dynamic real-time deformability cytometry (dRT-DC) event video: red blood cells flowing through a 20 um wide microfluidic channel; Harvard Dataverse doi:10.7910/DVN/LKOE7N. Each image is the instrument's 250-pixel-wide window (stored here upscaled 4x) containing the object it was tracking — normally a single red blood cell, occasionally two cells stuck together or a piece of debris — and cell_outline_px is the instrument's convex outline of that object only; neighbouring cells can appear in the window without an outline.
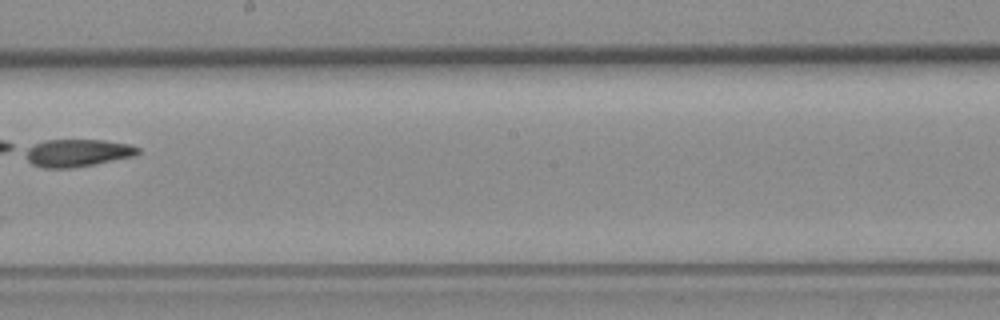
{"species": "common noctule bat (a hibernating species)", "species_latin": "Nyctalus noctula", "temperature_condition": "room temperature", "stored_images_in_passage": 9, "camera_frame_rate_fps": 3000, "um_per_image_px": 0.085, "animal": {"sex": "female", "body_mass_g": 19.3, "forearm_length_mm": 54.1}, "frame": {"image": 1, "passage_image": 9, "time_ms": 2.667, "image_size_px": [1000, 320], "cell_outline_px": [[140, 152], [132, 156], [72, 168], [40, 168], [32, 164], [28, 160], [28, 148], [44, 140], [104, 140], [128, 144], [140, 148]], "centroid_in_image_um": [6.58, 13.0], "position_along_channel_um": 241.6, "area_um2": 17.63}}